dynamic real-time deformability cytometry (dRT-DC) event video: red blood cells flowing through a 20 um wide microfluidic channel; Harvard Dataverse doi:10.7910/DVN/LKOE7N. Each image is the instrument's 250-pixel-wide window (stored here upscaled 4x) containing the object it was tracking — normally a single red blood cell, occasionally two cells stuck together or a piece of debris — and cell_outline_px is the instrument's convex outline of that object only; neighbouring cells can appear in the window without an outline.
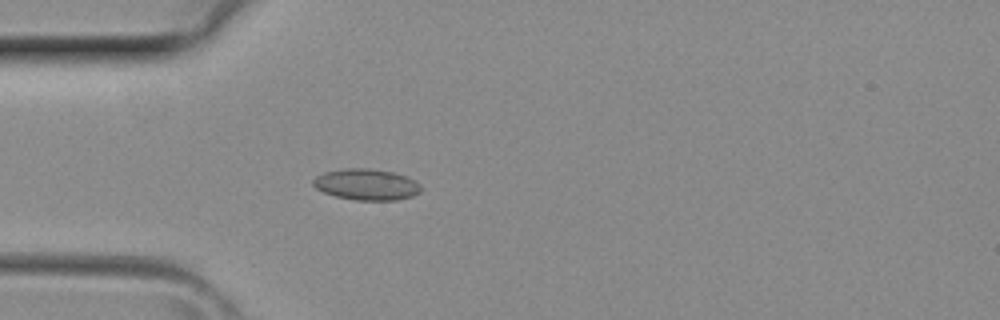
{"species": "common noctule bat (a hibernating species)", "species_latin": "Nyctalus noctula", "temperature_condition": "room temperature", "stored_images_in_passage": 30, "camera_frame_rate_fps": 3000, "um_per_image_px": 0.085, "animal": {"sex": "female", "body_mass_g": 29.2, "forearm_length_mm": 56.3}, "frame": {"image": 1, "passage_image": 2, "time_ms": 0.333, "image_size_px": [1000, 320], "cell_outline_px": [[420, 192], [412, 196], [396, 200], [356, 200], [336, 196], [324, 192], [316, 188], [312, 184], [312, 180], [316, 176], [324, 172], [344, 168], [372, 168], [392, 172], [408, 176], [416, 180], [420, 184]], "centroid_in_image_um": [31.16, 15.67], "position_along_channel_um": 53.8, "area_um2": 19.71}}
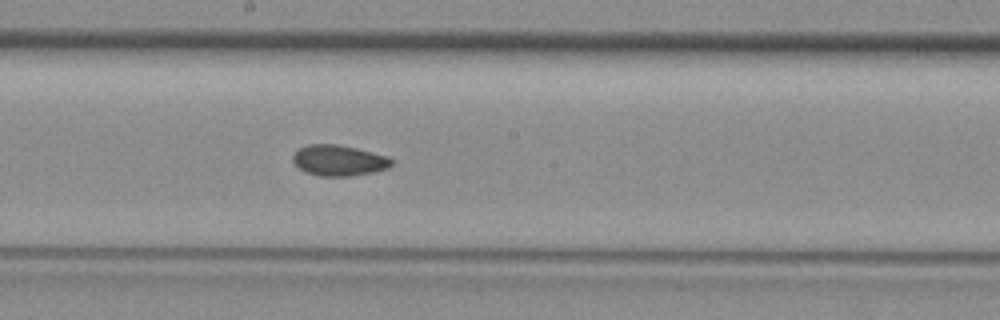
{"frame": {"image": 2, "passage_image": 12, "time_ms": 3.667, "image_size_px": [1000, 320], "cell_outline_px": [[396, 160], [388, 168], [372, 172], [348, 176], [320, 176], [308, 172], [300, 168], [292, 160], [292, 156], [296, 148], [308, 144], [336, 144], [356, 148], [388, 156]], "centroid_in_image_um": [28.8, 13.62], "position_along_channel_um": 219.4, "area_um2": 17.74}}
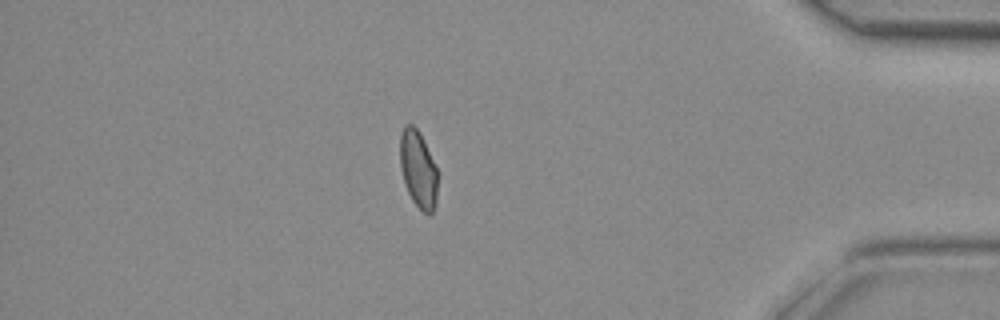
{"frame": {"image": 3, "passage_image": 25, "time_ms": 8.0, "image_size_px": [1000, 320], "cell_outline_px": [[436, 200], [432, 212], [428, 216], [412, 200], [404, 184], [400, 164], [400, 136], [404, 124], [412, 124], [420, 132], [436, 168]], "centroid_in_image_um": [35.51, 14.36], "position_along_channel_um": 399.7, "area_um2": 16.65}}